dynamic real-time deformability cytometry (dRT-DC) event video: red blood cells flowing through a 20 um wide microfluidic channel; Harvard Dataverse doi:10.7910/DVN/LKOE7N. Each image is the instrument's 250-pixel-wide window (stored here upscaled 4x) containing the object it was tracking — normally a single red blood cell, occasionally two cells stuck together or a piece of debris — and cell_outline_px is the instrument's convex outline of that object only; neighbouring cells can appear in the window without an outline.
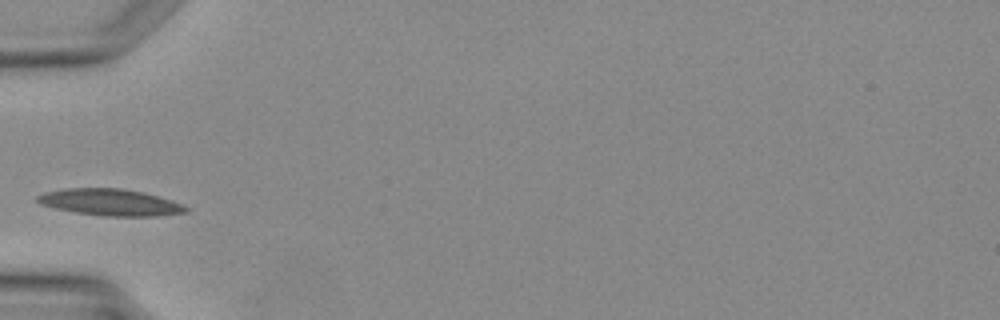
{"species": "Egyptian fruit bat (a non-hibernating species)", "species_latin": "Rousettus aegyptiacus", "temperature_condition": "warm", "stored_images_in_passage": 2, "camera_frame_rate_fps": 3000, "um_per_image_px": 0.085, "animal": {"sex": "female"}, "frame": {"image": 1, "passage_image": 2, "time_ms": 1.333, "image_size_px": [1000, 320], "cell_outline_px": [[188, 212], [156, 216], [104, 216], [76, 212], [56, 208], [40, 204], [36, 200], [36, 196], [44, 192], [64, 188], [124, 188], [144, 192], [172, 200], [188, 208]], "centroid_in_image_um": [9.36, 17.18], "position_along_channel_um": 75.6, "area_um2": 23.06}}